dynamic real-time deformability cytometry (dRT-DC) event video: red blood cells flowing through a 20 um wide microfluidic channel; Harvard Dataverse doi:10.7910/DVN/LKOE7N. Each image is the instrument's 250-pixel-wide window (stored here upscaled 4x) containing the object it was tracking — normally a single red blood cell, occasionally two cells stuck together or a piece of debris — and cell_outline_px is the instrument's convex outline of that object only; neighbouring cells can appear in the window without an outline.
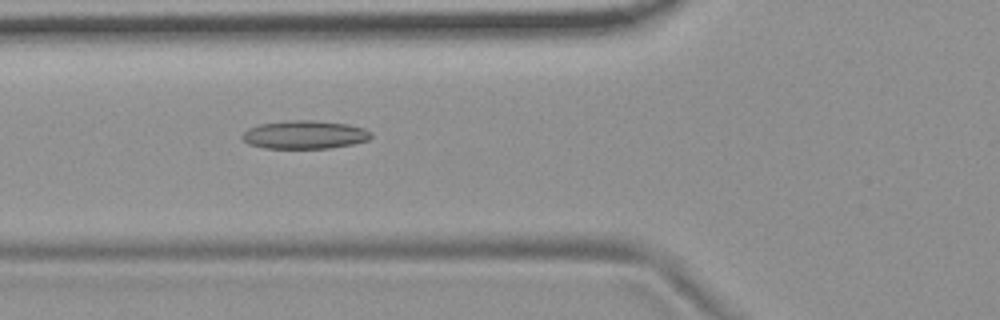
{"species": "common noctule bat (a hibernating species)", "species_latin": "Nyctalus noctula", "temperature_condition": "room temperature", "stored_images_in_passage": 40, "camera_frame_rate_fps": 3000, "um_per_image_px": 0.085, "animal": {"sex": "female", "body_mass_g": 19.9}, "frame": {"image": 1, "passage_image": 6, "time_ms": 1.667, "image_size_px": [1000, 320], "cell_outline_px": [[372, 136], [368, 140], [352, 144], [328, 148], [264, 148], [248, 144], [240, 136], [248, 128], [260, 124], [288, 120], [316, 120], [348, 124], [364, 128], [372, 132]], "centroid_in_image_um": [25.89, 11.44], "position_along_channel_um": 99.9, "area_um2": 21.33}}
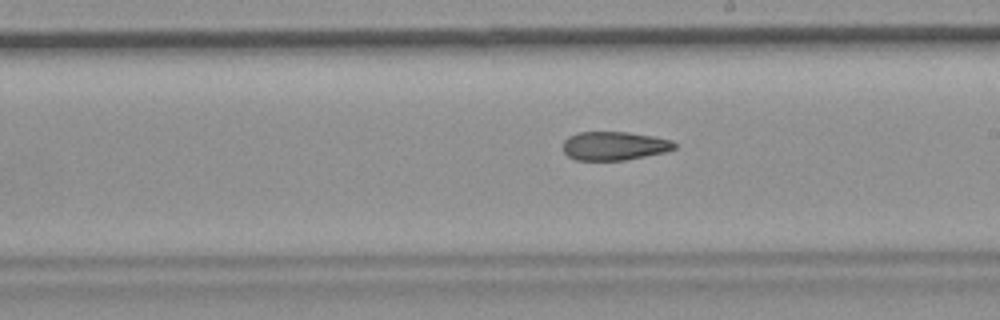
{"frame": {"image": 2, "passage_image": 17, "time_ms": 5.333, "image_size_px": [1000, 320], "cell_outline_px": [[676, 148], [664, 152], [624, 160], [576, 160], [568, 156], [564, 152], [564, 140], [568, 136], [576, 132], [628, 132], [652, 136], [672, 140], [676, 144]], "centroid_in_image_um": [52.19, 12.39], "position_along_channel_um": 236.8, "area_um2": 18.55}}
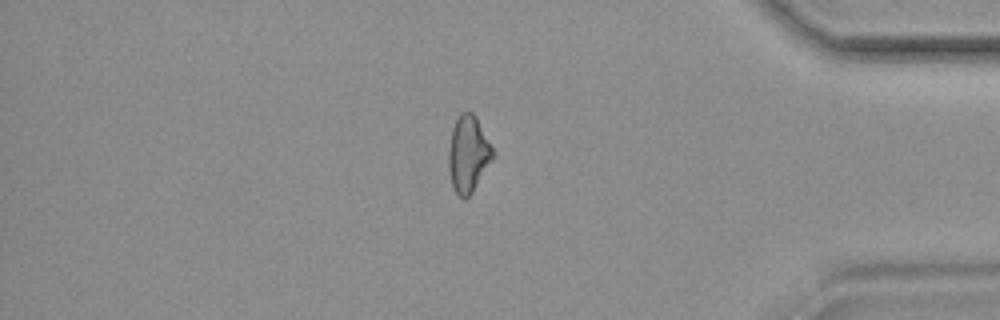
{"frame": {"image": 3, "passage_image": 32, "time_ms": 10.333, "image_size_px": [1000, 320], "cell_outline_px": [[492, 156], [472, 192], [468, 196], [460, 196], [456, 192], [452, 184], [448, 168], [448, 152], [452, 128], [460, 112], [472, 112], [476, 116], [492, 148]], "centroid_in_image_um": [39.75, 13.04], "position_along_channel_um": 395.5, "area_um2": 18.96}, "authors_computed_cell_mechanics": {"area_um2": 19.652, "velocity_mm_per_s": 3.736, "shape_relaxation_time_tau1_ms": null, "shape_relaxation_time_tau2_ms": 7.0764, "deformation_change_tau1": null, "deformation_change_tau2": 0.1551}}